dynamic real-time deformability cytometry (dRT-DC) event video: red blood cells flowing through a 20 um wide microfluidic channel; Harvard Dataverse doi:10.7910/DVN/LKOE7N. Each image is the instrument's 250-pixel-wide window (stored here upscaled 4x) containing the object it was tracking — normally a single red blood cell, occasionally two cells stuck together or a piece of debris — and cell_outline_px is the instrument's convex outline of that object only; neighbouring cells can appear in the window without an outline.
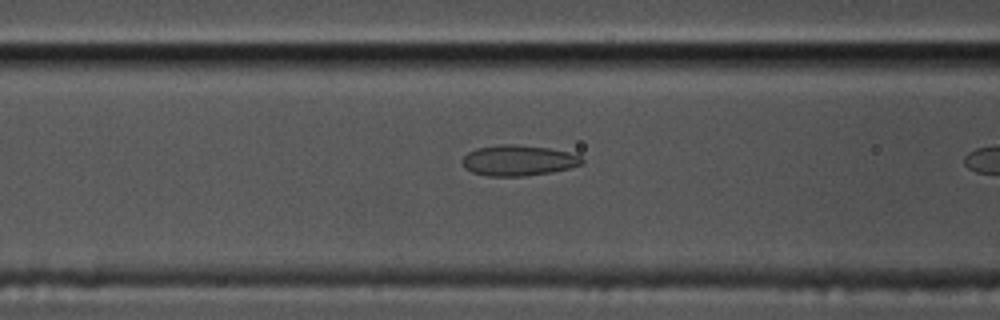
{"species": "common noctule bat (a hibernating species)", "species_latin": "Nyctalus noctula", "temperature_condition": "cold", "stored_images_in_passage": 4, "camera_frame_rate_fps": 3000, "um_per_image_px": 0.085, "animal": {"sex": "male", "body_mass_g": 17.5, "forearm_length_mm": 52.3}, "frame": {"image": 1, "passage_image": 3, "time_ms": 0.667, "image_size_px": [1000, 320], "cell_outline_px": [[584, 160], [580, 164], [568, 168], [552, 172], [524, 176], [488, 176], [472, 172], [464, 168], [460, 160], [468, 152], [476, 148], [500, 144], [516, 144], [548, 148], [568, 152], [580, 156]], "centroid_in_image_um": [44.0, 13.63], "position_along_channel_um": 122.6, "area_um2": 21.39}}